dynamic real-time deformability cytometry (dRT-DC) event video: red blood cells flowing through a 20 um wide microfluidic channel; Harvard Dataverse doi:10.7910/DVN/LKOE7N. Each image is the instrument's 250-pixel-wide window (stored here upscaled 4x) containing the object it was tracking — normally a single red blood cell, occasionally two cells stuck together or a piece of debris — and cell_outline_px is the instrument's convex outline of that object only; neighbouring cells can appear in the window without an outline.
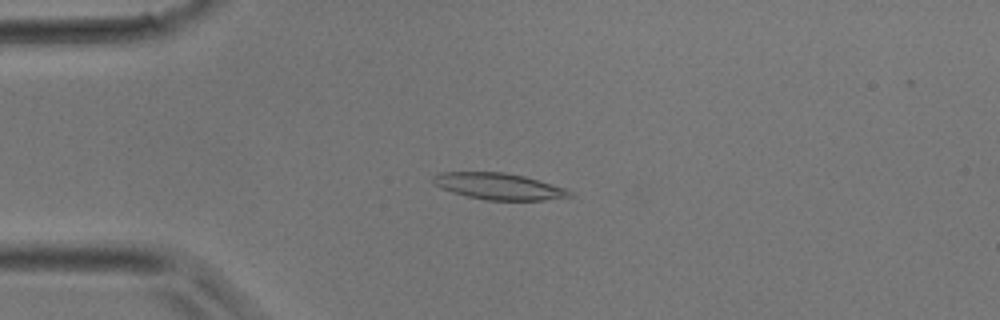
{"species": "common noctule bat (a hibernating species)", "species_latin": "Nyctalus noctula", "temperature_condition": "room temperature", "stored_images_in_passage": 21, "camera_frame_rate_fps": 3000, "um_per_image_px": 0.085, "animal": {"sex": "male", "body_mass_g": 17.9}, "frame": {"image": 1, "passage_image": 9, "time_ms": 2.667, "image_size_px": [1000, 320], "cell_outline_px": [[572, 196], [544, 200], [488, 200], [468, 196], [452, 192], [440, 188], [432, 184], [432, 176], [440, 172], [504, 172], [524, 176], [564, 188], [572, 192]], "centroid_in_image_um": [42.33, 15.83], "position_along_channel_um": 42.7, "area_um2": 20.92}}
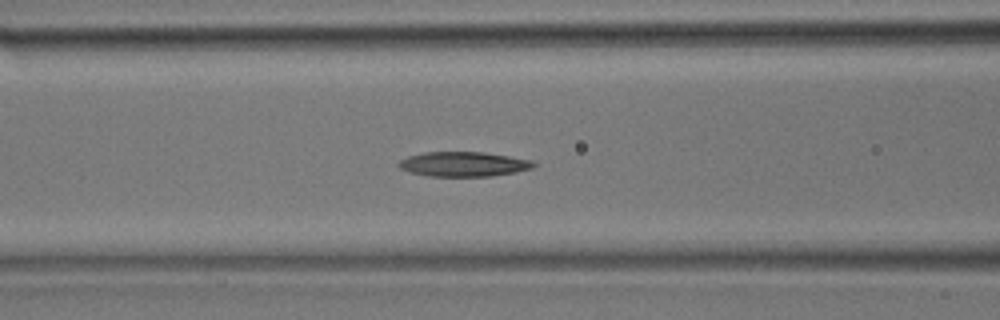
{"frame": {"image": 2, "passage_image": 15, "time_ms": 4.667, "image_size_px": [1000, 320], "cell_outline_px": [[540, 164], [532, 168], [516, 172], [492, 176], [428, 176], [412, 172], [400, 168], [396, 164], [400, 160], [408, 156], [424, 152], [484, 152], [532, 160]], "centroid_in_image_um": [39.44, 13.95], "position_along_channel_um": 127.2, "area_um2": 19.48}}
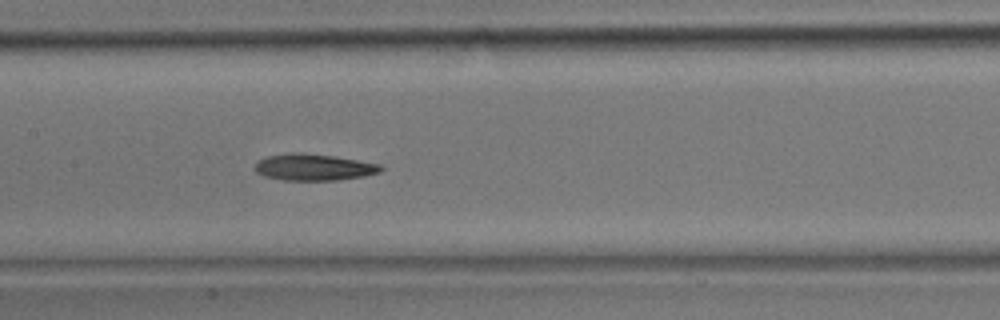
{"frame": {"image": 3, "passage_image": 18, "time_ms": 5.667, "image_size_px": [1000, 320], "cell_outline_px": [[384, 168], [380, 172], [364, 176], [336, 180], [284, 180], [264, 176], [256, 172], [252, 168], [260, 160], [268, 156], [292, 152], [304, 152], [332, 156], [380, 164]], "centroid_in_image_um": [26.65, 14.21], "position_along_channel_um": 180.7, "area_um2": 19.42}}